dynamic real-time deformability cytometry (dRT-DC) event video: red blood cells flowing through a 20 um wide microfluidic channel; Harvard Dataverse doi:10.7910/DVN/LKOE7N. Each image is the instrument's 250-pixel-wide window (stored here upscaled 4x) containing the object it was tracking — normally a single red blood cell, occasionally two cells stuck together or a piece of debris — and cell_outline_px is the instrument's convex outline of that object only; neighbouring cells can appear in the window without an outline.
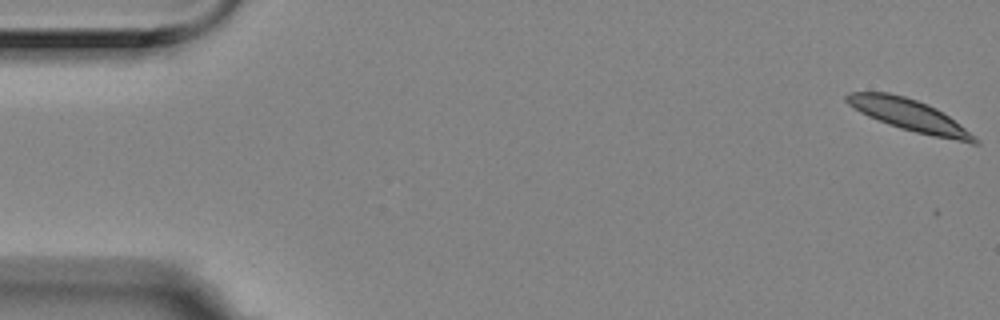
{"species": "Egyptian fruit bat (a non-hibernating species)", "species_latin": "Rousettus aegyptiacus", "temperature_condition": "room temperature", "stored_images_in_passage": 5, "camera_frame_rate_fps": 3000, "um_per_image_px": 0.085, "animal": {"sex": "female"}, "frame": {"image": 1, "passage_image": 1, "time_ms": 0.0, "image_size_px": [1000, 320], "cell_outline_px": [[980, 144], [972, 144], [916, 132], [900, 128], [888, 124], [868, 116], [860, 112], [848, 104], [844, 100], [844, 96], [848, 92], [888, 92], [904, 96], [928, 104], [936, 108], [960, 124], [980, 140]], "centroid_in_image_um": [77.28, 9.79], "position_along_channel_um": 7.7, "area_um2": 23.52}}
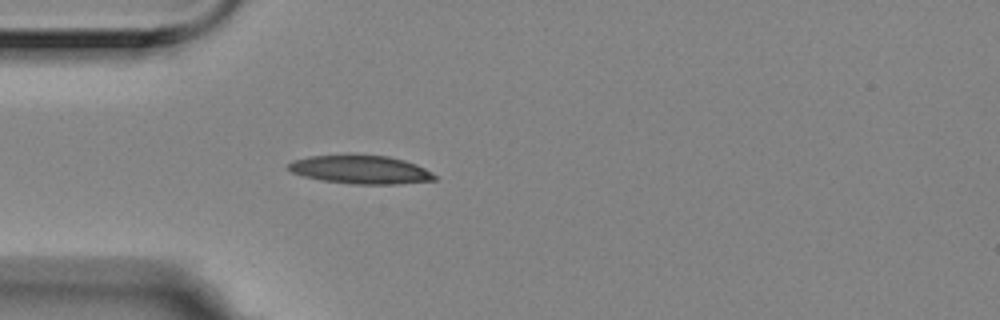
{"frame": {"image": 2, "passage_image": 5, "time_ms": 1.333, "image_size_px": [1000, 320], "cell_outline_px": [[436, 180], [396, 184], [352, 184], [320, 180], [304, 176], [292, 172], [284, 168], [292, 160], [308, 156], [352, 152], [388, 156], [404, 160], [416, 164], [432, 172], [436, 176]], "centroid_in_image_um": [30.59, 14.37], "position_along_channel_um": 54.4, "area_um2": 25.14}}